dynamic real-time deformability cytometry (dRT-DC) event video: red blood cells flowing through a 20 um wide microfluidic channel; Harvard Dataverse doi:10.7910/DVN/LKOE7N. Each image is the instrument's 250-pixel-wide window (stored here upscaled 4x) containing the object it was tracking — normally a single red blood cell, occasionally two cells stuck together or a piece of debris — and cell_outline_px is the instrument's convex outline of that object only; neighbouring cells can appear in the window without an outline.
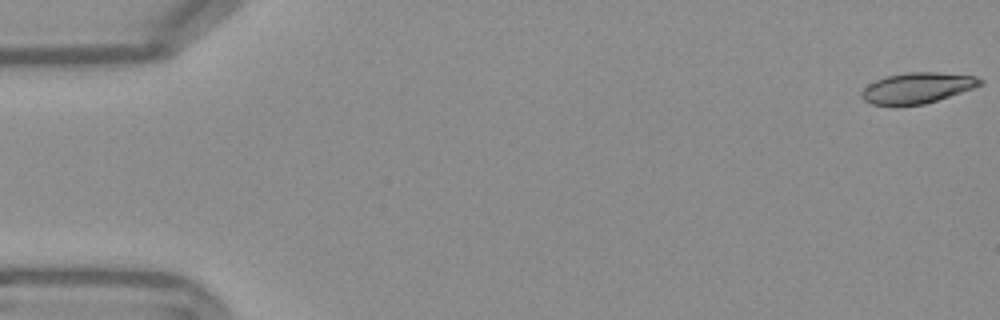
{"species": "Egyptian fruit bat (a non-hibernating species)", "species_latin": "Rousettus aegyptiacus", "temperature_condition": "warm", "stored_images_in_passage": 54, "camera_frame_rate_fps": 3000, "um_per_image_px": 0.085, "frame": {"image": 1, "passage_image": 1, "time_ms": 0.0, "image_size_px": [1000, 320], "cell_outline_px": [[984, 84], [924, 104], [872, 104], [864, 100], [860, 96], [860, 92], [868, 84], [876, 80], [888, 76], [908, 72], [936, 72], [976, 76], [984, 80]], "centroid_in_image_um": [77.97, 7.45], "position_along_channel_um": 7.0, "area_um2": 20.81}}
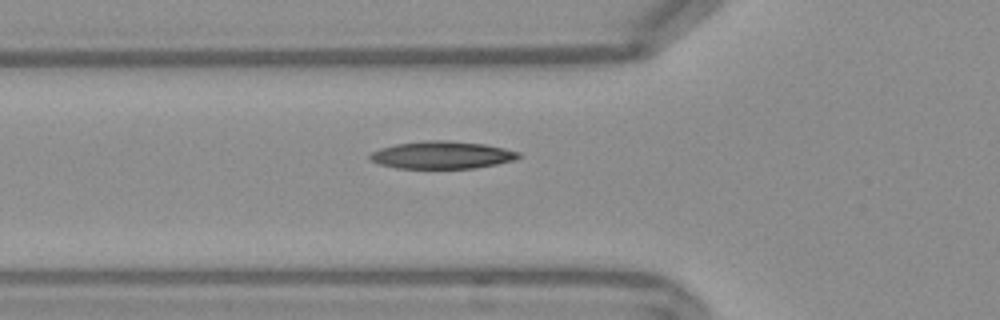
{"frame": {"image": 2, "passage_image": 19, "time_ms": 6.0, "image_size_px": [1000, 320], "cell_outline_px": [[520, 156], [512, 160], [496, 164], [472, 168], [396, 168], [380, 164], [372, 160], [368, 156], [372, 152], [380, 148], [396, 144], [424, 140], [448, 140], [484, 144], [504, 148], [520, 152]], "centroid_in_image_um": [37.55, 13.16], "position_along_channel_um": 88.3, "area_um2": 23.64}}
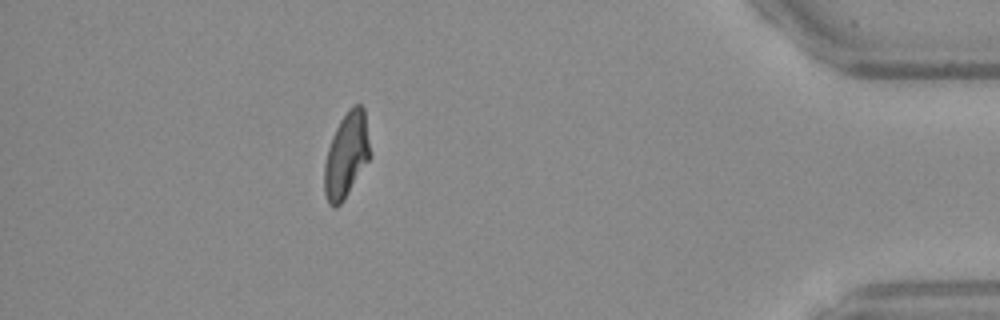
{"frame": {"image": 3, "passage_image": 48, "time_ms": 15.667, "image_size_px": [1000, 320], "cell_outline_px": [[372, 156], [344, 200], [336, 208], [332, 208], [328, 204], [324, 192], [324, 164], [328, 148], [332, 136], [340, 120], [348, 108], [352, 104], [360, 104], [364, 108]], "centroid_in_image_um": [29.45, 13.2], "position_along_channel_um": 405.7, "area_um2": 23.12}, "authors_computed_cell_mechanics": {"area_um2": 22.6287, "velocity_mm_per_s": 3.8016, "shape_relaxation_time_tau1_ms": 10.6129, "shape_relaxation_time_tau2_ms": 2.849, "deformation_change_tau1": 0.2871, "deformation_change_tau2": 0.0995}}